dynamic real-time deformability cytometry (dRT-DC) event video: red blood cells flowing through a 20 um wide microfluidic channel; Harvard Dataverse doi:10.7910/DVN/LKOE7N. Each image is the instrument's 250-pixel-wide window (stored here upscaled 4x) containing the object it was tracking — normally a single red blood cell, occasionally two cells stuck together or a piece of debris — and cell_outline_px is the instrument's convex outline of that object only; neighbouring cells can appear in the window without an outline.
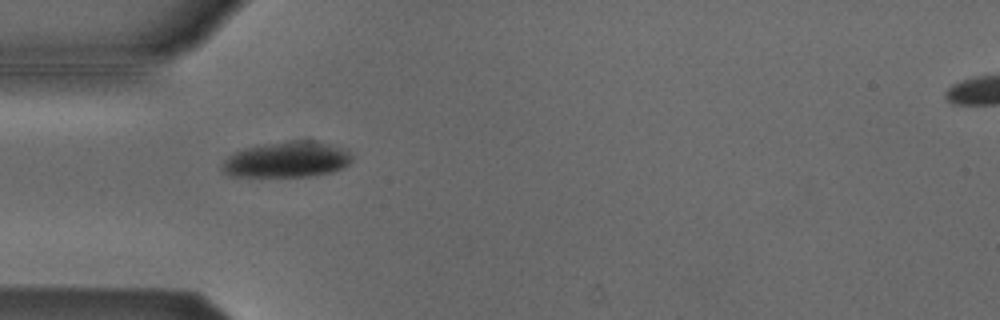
{"species": "Egyptian fruit bat (a non-hibernating species)", "species_latin": "Rousettus aegyptiacus", "temperature_condition": "cold", "stored_images_in_passage": 38, "camera_frame_rate_fps": 3000, "um_per_image_px": 0.085, "animal": {"sex": "male"}, "frame": {"image": 1, "passage_image": 1, "time_ms": 0.0, "image_size_px": [1000, 320], "cell_outline_px": [[352, 160], [344, 168], [332, 172], [312, 176], [232, 176], [224, 172], [220, 168], [220, 164], [228, 156], [244, 148], [264, 144], [288, 140], [316, 140], [332, 144], [348, 152], [352, 156]], "centroid_in_image_um": [24.39, 13.55], "position_along_channel_um": 60.6, "area_um2": 27.22}}
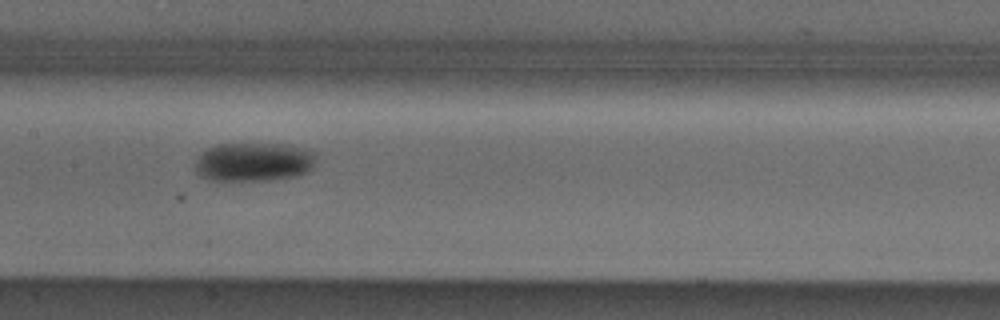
{"frame": {"image": 2, "passage_image": 11, "time_ms": 3.333, "image_size_px": [1000, 320], "cell_outline_px": [[312, 168], [308, 172], [296, 176], [276, 180], [212, 180], [200, 176], [196, 172], [196, 160], [208, 148], [216, 144], [284, 144], [312, 152]], "centroid_in_image_um": [21.52, 13.78], "position_along_channel_um": 185.9, "area_um2": 26.93}}
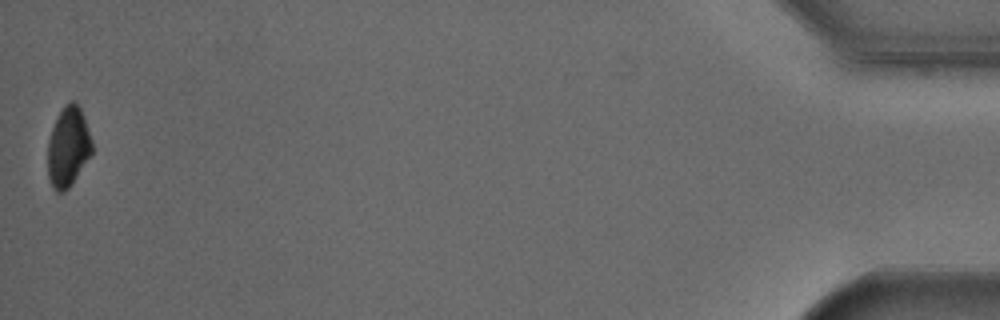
{"frame": {"image": 3, "passage_image": 38, "time_ms": 12.333, "image_size_px": [1000, 320], "cell_outline_px": [[92, 156], [72, 184], [64, 192], [56, 192], [52, 188], [48, 176], [48, 140], [56, 116], [64, 104], [68, 100], [72, 100], [80, 108], [92, 140]], "centroid_in_image_um": [5.79, 12.5], "position_along_channel_um": 429.4, "area_um2": 20.92}, "authors_computed_cell_mechanics": {"area_um2": 26.3857, "velocity_mm_per_s": 3.8189, "shape_relaxation_time_tau1_ms": 2.1819, "shape_relaxation_time_tau2_ms": null, "deformation_change_tau1": 0.0906, "deformation_change_tau2": null}}